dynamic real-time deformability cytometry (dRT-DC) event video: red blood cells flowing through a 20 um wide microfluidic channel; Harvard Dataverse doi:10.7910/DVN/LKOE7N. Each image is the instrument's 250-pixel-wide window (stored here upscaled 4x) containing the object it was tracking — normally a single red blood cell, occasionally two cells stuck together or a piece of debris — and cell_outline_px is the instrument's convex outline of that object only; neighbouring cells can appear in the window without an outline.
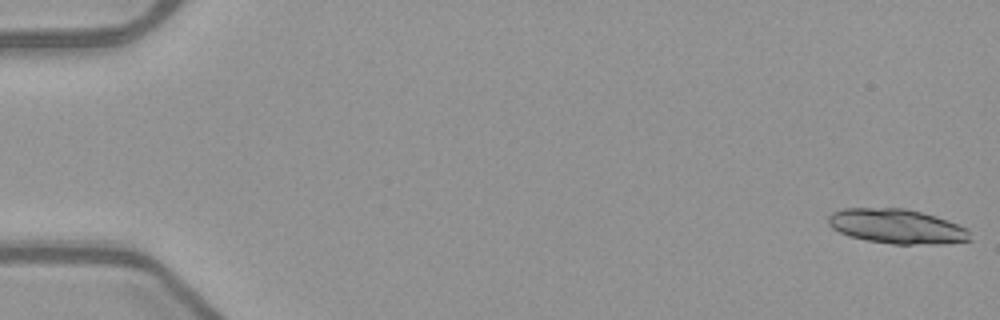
{"species": "common noctule bat (a hibernating species)", "species_latin": "Nyctalus noctula", "temperature_condition": "warm", "stored_images_in_passage": 20, "camera_frame_rate_fps": 3000, "um_per_image_px": 0.085, "animal": {"sex": "female", "body_mass_g": 21.9}, "frame": {"image": 1, "passage_image": 1, "time_ms": 0.0, "image_size_px": [1000, 320], "cell_outline_px": [[972, 240], [944, 244], [892, 244], [868, 240], [848, 236], [832, 228], [828, 224], [828, 216], [832, 212], [844, 208], [904, 208], [936, 216], [948, 220], [968, 228]], "centroid_in_image_um": [76.25, 19.24], "position_along_channel_um": 8.7, "area_um2": 28.73}}
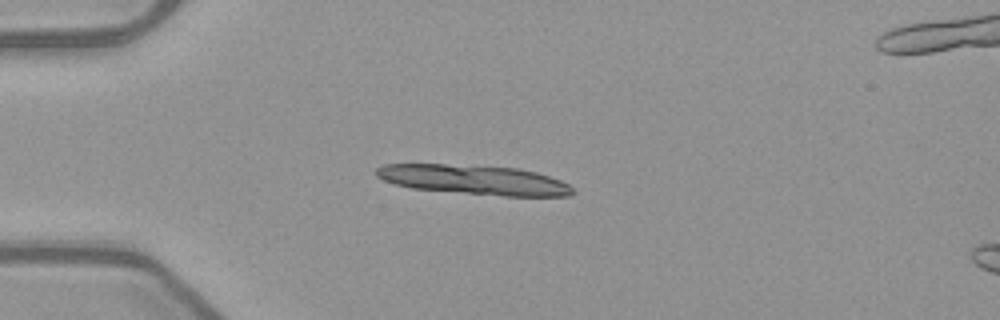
{"frame": {"image": 2, "passage_image": 14, "time_ms": 4.333, "image_size_px": [1000, 320], "cell_outline_px": [[576, 192], [572, 196], [504, 196], [412, 188], [396, 184], [384, 180], [376, 176], [376, 168], [384, 164], [444, 164], [520, 168], [536, 172], [560, 180], [568, 184]], "centroid_in_image_um": [40.33, 15.28], "position_along_channel_um": 44.7, "area_um2": 33.7}}